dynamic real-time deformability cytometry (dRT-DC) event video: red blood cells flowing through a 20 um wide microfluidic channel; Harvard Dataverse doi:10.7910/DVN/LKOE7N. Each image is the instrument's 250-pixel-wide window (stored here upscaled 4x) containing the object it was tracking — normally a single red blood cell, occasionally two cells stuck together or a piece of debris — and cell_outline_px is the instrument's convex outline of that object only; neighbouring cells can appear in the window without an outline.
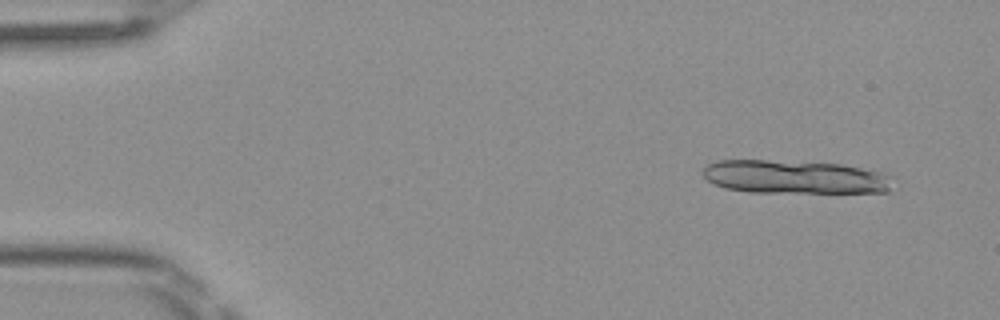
{"species": "Egyptian fruit bat (a non-hibernating species)", "species_latin": "Rousettus aegyptiacus", "temperature_condition": "room temperature", "stored_images_in_passage": 13, "camera_frame_rate_fps": 3000, "um_per_image_px": 0.085, "frame": {"image": 1, "passage_image": 4, "time_ms": 1.0, "image_size_px": [1000, 320], "cell_outline_px": [[888, 192], [748, 192], [724, 188], [712, 184], [704, 176], [704, 168], [708, 164], [716, 160], [764, 160], [840, 164], [888, 172]], "centroid_in_image_um": [67.5, 15.04], "position_along_channel_um": 17.5, "area_um2": 36.82}}